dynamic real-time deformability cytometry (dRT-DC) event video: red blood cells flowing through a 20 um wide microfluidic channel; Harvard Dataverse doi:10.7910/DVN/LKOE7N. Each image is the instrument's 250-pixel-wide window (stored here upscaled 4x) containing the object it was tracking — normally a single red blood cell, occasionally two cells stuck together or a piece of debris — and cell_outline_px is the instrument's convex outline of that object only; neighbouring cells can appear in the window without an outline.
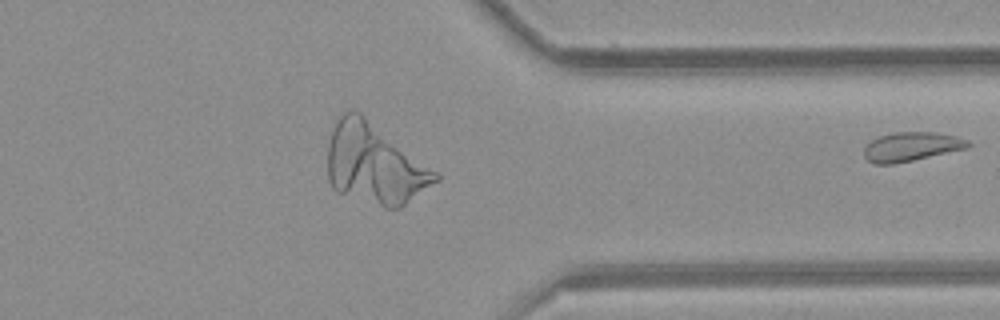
{"species": "common noctule bat (a hibernating species)", "species_latin": "Nyctalus noctula", "temperature_condition": "room temperature", "stored_images_in_passage": 42, "camera_frame_rate_fps": 3000, "um_per_image_px": 0.085, "animal": {"sex": "female", "body_mass_g": 21.9}, "frame": {"image": 1, "passage_image": 42, "time_ms": 13.667, "image_size_px": [1000, 320], "cell_outline_px": [[972, 144], [968, 148], [912, 160], [892, 164], [872, 164], [864, 156], [864, 148], [872, 140], [880, 136], [896, 132], [936, 132], [956, 136], [968, 140]], "centroid_in_image_um": [77.48, 12.46], "position_along_channel_um": 333.9, "area_um2": 17.51}}